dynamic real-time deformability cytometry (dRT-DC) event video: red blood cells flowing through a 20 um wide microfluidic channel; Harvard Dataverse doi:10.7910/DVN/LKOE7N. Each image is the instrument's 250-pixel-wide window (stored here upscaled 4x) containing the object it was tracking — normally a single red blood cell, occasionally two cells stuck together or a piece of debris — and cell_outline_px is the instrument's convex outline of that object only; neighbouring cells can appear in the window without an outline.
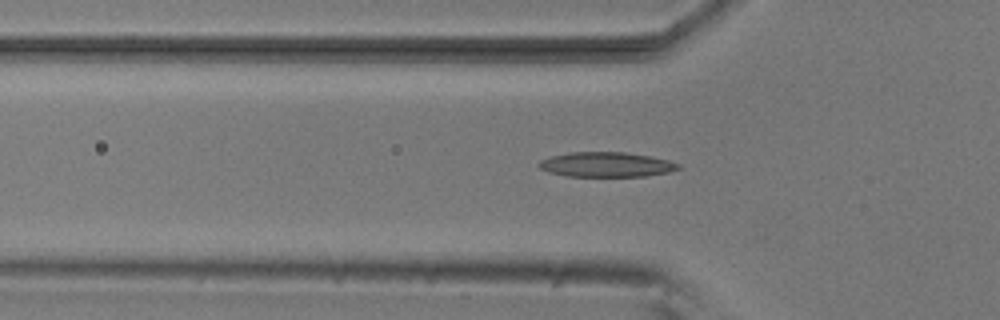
{"species": "common noctule bat (a hibernating species)", "species_latin": "Nyctalus noctula", "temperature_condition": "room temperature", "stored_images_in_passage": 42, "camera_frame_rate_fps": 3000, "um_per_image_px": 0.085, "animal": {"sex": "male", "body_mass_g": 20.5, "forearm_length_mm": 52.5}, "frame": {"image": 1, "passage_image": 14, "time_ms": 4.333, "image_size_px": [1000, 320], "cell_outline_px": [[680, 168], [668, 172], [644, 176], [568, 176], [548, 172], [540, 168], [536, 164], [540, 160], [552, 156], [568, 152], [624, 152], [648, 156], [668, 160], [680, 164]], "centroid_in_image_um": [51.5, 13.98], "position_along_channel_um": 74.3, "area_um2": 20.06}}
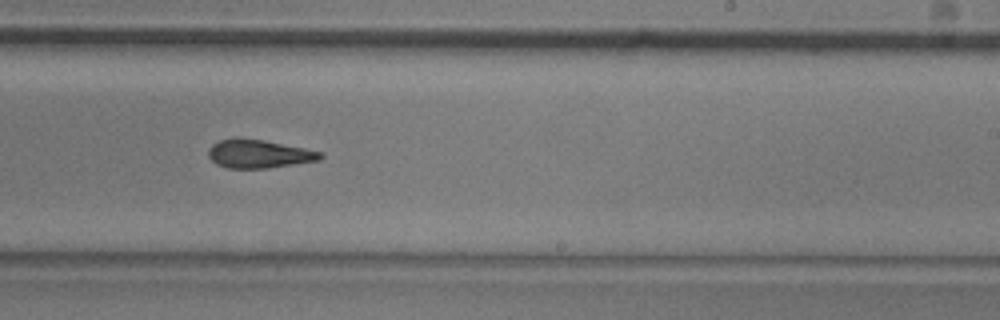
{"frame": {"image": 2, "passage_image": 29, "time_ms": 9.333, "image_size_px": [1000, 320], "cell_outline_px": [[324, 156], [320, 160], [268, 168], [228, 168], [216, 164], [208, 156], [208, 148], [212, 144], [220, 140], [236, 136], [240, 136], [264, 140], [304, 148], [320, 152]], "centroid_in_image_um": [21.95, 13.06], "position_along_channel_um": 267.0, "area_um2": 18.73}}
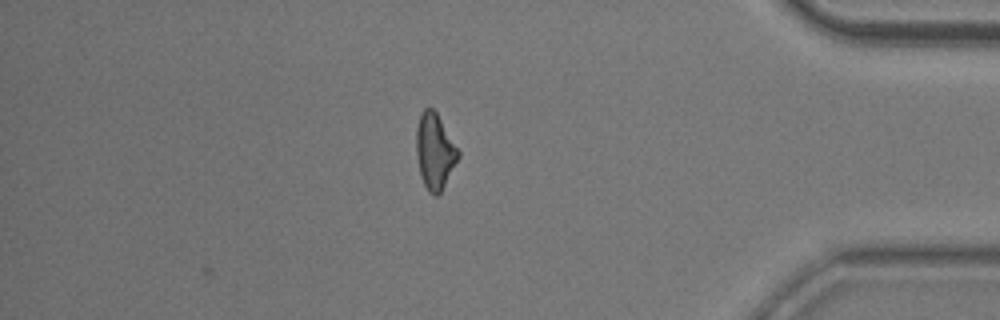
{"frame": {"image": 3, "passage_image": 42, "time_ms": 13.667, "image_size_px": [1000, 320], "cell_outline_px": [[460, 156], [440, 192], [436, 196], [428, 192], [420, 176], [416, 156], [416, 128], [420, 116], [424, 108], [432, 108], [436, 112], [460, 152]], "centroid_in_image_um": [36.94, 12.87], "position_along_channel_um": 398.3, "area_um2": 18.32}, "authors_computed_cell_mechanics": {"area_um2": 19.2185, "velocity_mm_per_s": 3.8313, "shape_relaxation_time_tau1_ms": 4.7238, "shape_relaxation_time_tau2_ms": 3.8343, "deformation_change_tau1": 0.1521, "deformation_change_tau2": 0.1152}}